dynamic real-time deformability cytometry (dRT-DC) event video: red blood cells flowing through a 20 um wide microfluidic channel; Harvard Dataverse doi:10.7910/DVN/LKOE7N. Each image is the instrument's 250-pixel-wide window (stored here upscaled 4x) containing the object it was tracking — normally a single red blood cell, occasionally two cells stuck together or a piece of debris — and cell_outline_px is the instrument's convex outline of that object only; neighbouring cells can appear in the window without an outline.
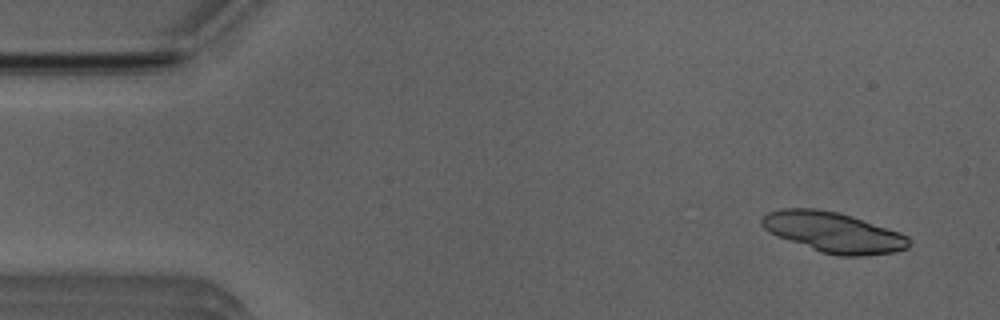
{"species": "Egyptian fruit bat (a non-hibernating species)", "species_latin": "Rousettus aegyptiacus", "temperature_condition": "room temperature", "stored_images_in_passage": 4, "camera_frame_rate_fps": 3000, "um_per_image_px": 0.085, "animal": {"sex": "male"}, "frame": {"image": 1, "passage_image": 4, "time_ms": 4.333, "image_size_px": [1000, 320], "cell_outline_px": [[912, 244], [908, 248], [892, 252], [864, 256], [836, 256], [820, 252], [776, 236], [768, 232], [760, 224], [760, 216], [768, 212], [780, 208], [816, 208], [836, 212], [852, 216], [900, 232], [908, 236]], "centroid_in_image_um": [70.81, 19.74], "position_along_channel_um": 14.2, "area_um2": 34.91}}